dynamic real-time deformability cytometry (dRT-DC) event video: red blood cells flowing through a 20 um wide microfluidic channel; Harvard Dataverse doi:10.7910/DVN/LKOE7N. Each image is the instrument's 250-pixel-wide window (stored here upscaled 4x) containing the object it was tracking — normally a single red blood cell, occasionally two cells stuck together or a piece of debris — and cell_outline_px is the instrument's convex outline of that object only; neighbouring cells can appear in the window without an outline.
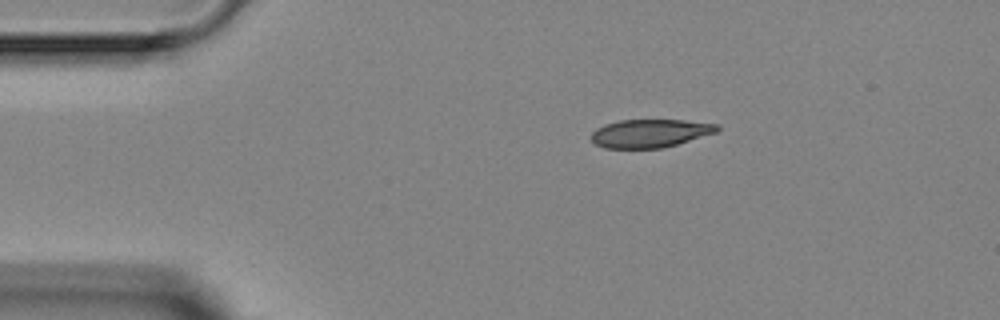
{"species": "Egyptian fruit bat (a non-hibernating species)", "species_latin": "Rousettus aegyptiacus", "temperature_condition": "room temperature", "stored_images_in_passage": 5, "camera_frame_rate_fps": 3000, "um_per_image_px": 0.085, "animal": {"sex": "female"}, "frame": {"image": 1, "passage_image": 1, "time_ms": 0.0, "image_size_px": [1000, 320], "cell_outline_px": [[720, 128], [716, 132], [676, 144], [660, 148], [604, 148], [596, 144], [592, 140], [592, 132], [596, 128], [604, 124], [620, 120], [684, 120], [716, 124]], "centroid_in_image_um": [55.22, 11.32], "position_along_channel_um": 29.8, "area_um2": 20.46}}
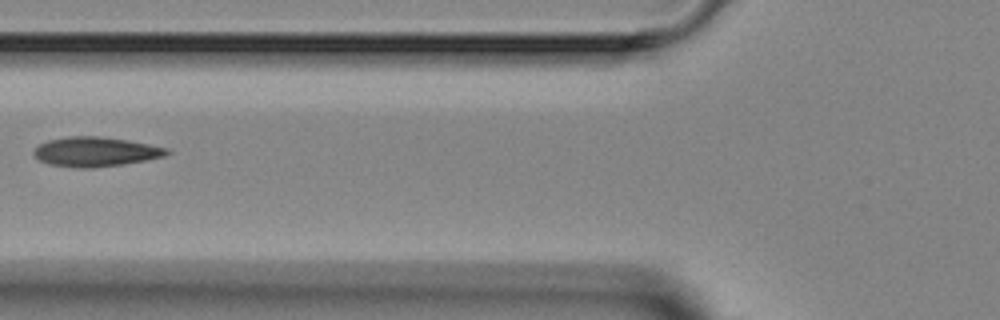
{"frame": {"image": 2, "passage_image": 4, "time_ms": 3.333, "image_size_px": [1000, 320], "cell_outline_px": [[172, 152], [164, 156], [124, 164], [92, 168], [80, 168], [52, 164], [40, 160], [32, 152], [40, 144], [48, 140], [68, 136], [96, 136], [124, 140], [148, 144], [168, 148]], "centroid_in_image_um": [8.13, 12.9], "position_along_channel_um": 117.7, "area_um2": 22.54}}
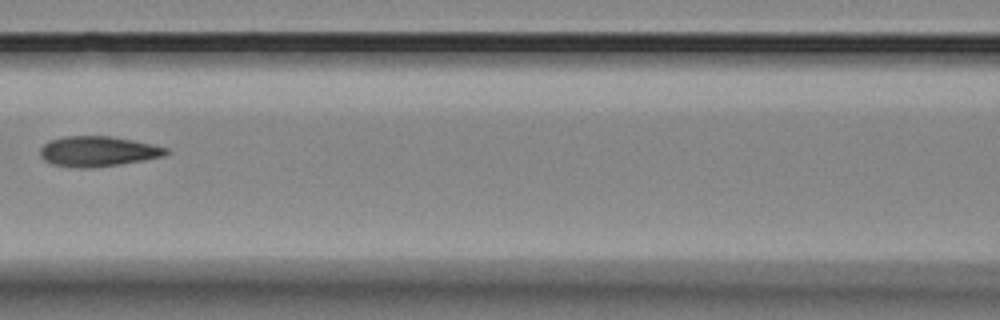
{"frame": {"image": 3, "passage_image": 5, "time_ms": 4.333, "image_size_px": [1000, 320], "cell_outline_px": [[172, 152], [164, 156], [144, 160], [120, 164], [92, 168], [76, 168], [52, 164], [44, 160], [40, 156], [40, 148], [48, 140], [64, 136], [108, 136], [132, 140], [152, 144], [168, 148]], "centroid_in_image_um": [8.32, 12.87], "position_along_channel_um": 158.3, "area_um2": 22.37}}